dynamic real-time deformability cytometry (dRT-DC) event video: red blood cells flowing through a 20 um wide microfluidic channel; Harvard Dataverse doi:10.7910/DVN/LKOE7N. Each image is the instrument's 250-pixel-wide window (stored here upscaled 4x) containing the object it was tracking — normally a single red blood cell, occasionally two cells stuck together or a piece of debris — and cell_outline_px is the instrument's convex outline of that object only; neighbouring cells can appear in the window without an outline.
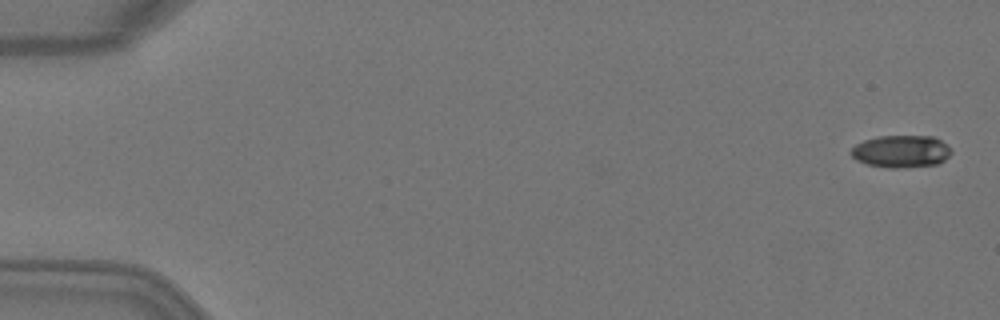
{"species": "Egyptian fruit bat (a non-hibernating species)", "species_latin": "Rousettus aegyptiacus", "temperature_condition": "warm", "stored_images_in_passage": 4, "camera_frame_rate_fps": 3000, "um_per_image_px": 0.085, "animal": {"sex": "female"}, "frame": {"image": 1, "passage_image": 1, "time_ms": 0.0, "image_size_px": [1000, 320], "cell_outline_px": [[952, 152], [944, 160], [936, 164], [896, 168], [892, 168], [868, 164], [856, 160], [848, 152], [856, 144], [864, 140], [876, 136], [932, 136], [940, 140], [952, 148]], "centroid_in_image_um": [76.58, 12.85], "position_along_channel_um": 8.4, "area_um2": 18.84}}
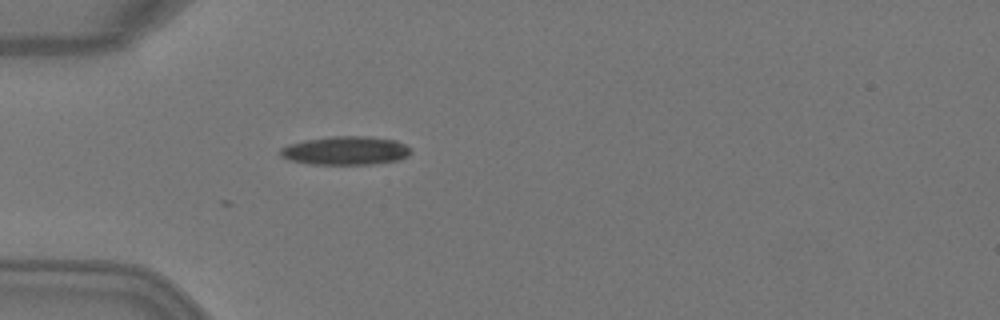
{"frame": {"image": 2, "passage_image": 4, "time_ms": 1.0, "image_size_px": [1000, 320], "cell_outline_px": [[412, 152], [408, 156], [400, 160], [372, 164], [308, 164], [288, 160], [280, 156], [280, 148], [288, 144], [304, 140], [332, 136], [368, 136], [396, 140], [412, 148]], "centroid_in_image_um": [29.38, 12.8], "position_along_channel_um": 55.6, "area_um2": 22.02}}